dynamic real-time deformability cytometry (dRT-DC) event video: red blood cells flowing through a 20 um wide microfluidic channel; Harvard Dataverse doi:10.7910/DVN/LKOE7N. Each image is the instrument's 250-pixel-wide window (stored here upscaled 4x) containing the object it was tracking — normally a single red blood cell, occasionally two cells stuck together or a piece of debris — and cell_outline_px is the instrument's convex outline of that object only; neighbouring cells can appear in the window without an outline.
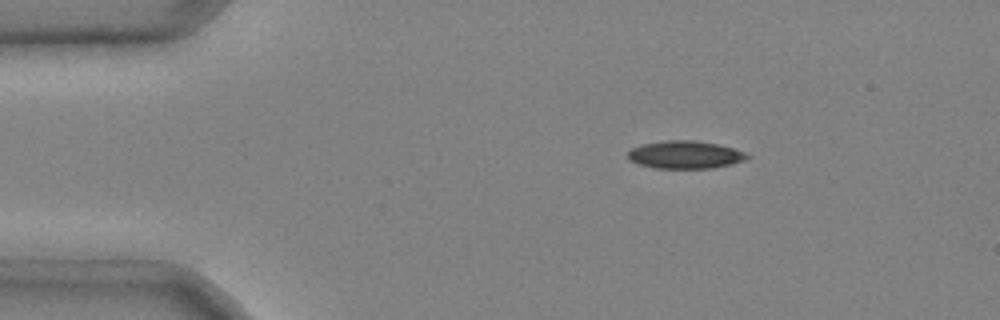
{"species": "common noctule bat (a hibernating species)", "species_latin": "Nyctalus noctula", "temperature_condition": "cold", "stored_images_in_passage": 4, "camera_frame_rate_fps": 3000, "um_per_image_px": 0.085, "animal": {"sex": "male", "body_mass_g": 20.4}, "frame": {"image": 1, "passage_image": 1, "time_ms": 0.0, "image_size_px": [1000, 320], "cell_outline_px": [[752, 156], [744, 160], [732, 164], [712, 168], [656, 168], [640, 164], [628, 160], [628, 152], [632, 148], [640, 144], [664, 140], [696, 140], [716, 144], [732, 148], [744, 152]], "centroid_in_image_um": [58.22, 13.14], "position_along_channel_um": 26.8, "area_um2": 19.31}}
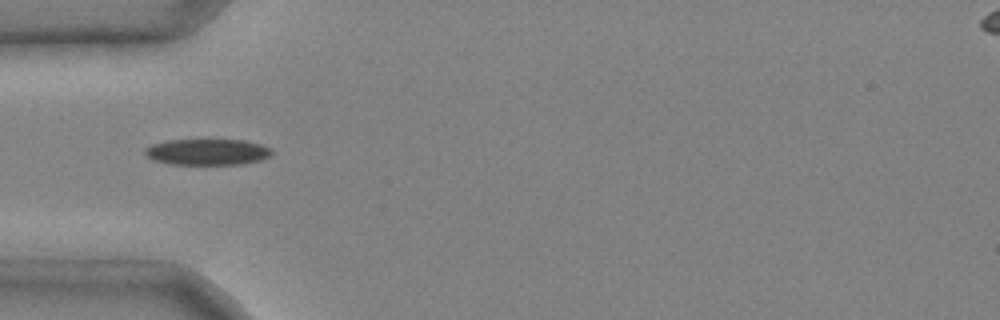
{"frame": {"image": 2, "passage_image": 3, "time_ms": 0.667, "image_size_px": [1000, 320], "cell_outline_px": [[272, 152], [268, 156], [260, 160], [244, 164], [172, 164], [152, 160], [144, 156], [144, 148], [152, 144], [168, 140], [244, 140], [260, 144], [272, 148]], "centroid_in_image_um": [17.58, 12.92], "position_along_channel_um": 67.4, "area_um2": 19.36}}
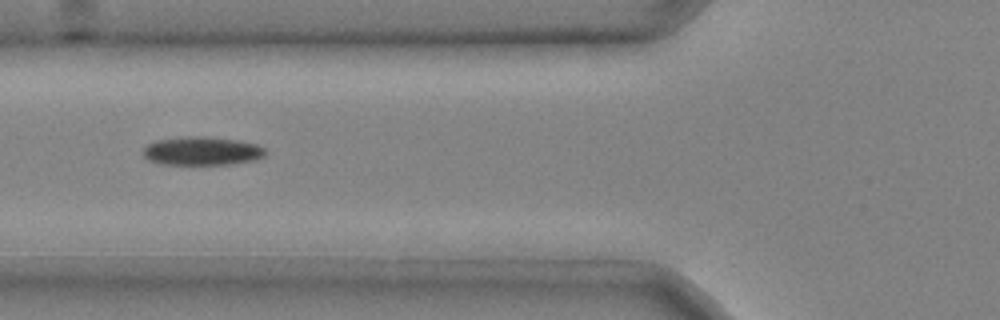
{"frame": {"image": 3, "passage_image": 4, "time_ms": 1.0, "image_size_px": [1000, 320], "cell_outline_px": [[268, 152], [264, 156], [256, 160], [232, 164], [160, 164], [148, 160], [144, 156], [144, 148], [148, 144], [156, 140], [188, 136], [236, 140], [256, 144], [264, 148]], "centroid_in_image_um": [17.18, 12.85], "position_along_channel_um": 108.6, "area_um2": 20.11}}